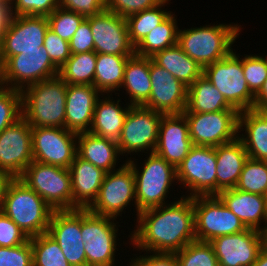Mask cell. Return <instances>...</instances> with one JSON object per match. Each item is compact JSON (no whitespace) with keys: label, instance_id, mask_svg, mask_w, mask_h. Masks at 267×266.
<instances>
[{"label":"cell","instance_id":"1","mask_svg":"<svg viewBox=\"0 0 267 266\" xmlns=\"http://www.w3.org/2000/svg\"><path fill=\"white\" fill-rule=\"evenodd\" d=\"M169 204L140 212L129 240L136 250L176 253L196 240L193 201L182 195ZM171 203V204H170Z\"/></svg>","mask_w":267,"mask_h":266},{"label":"cell","instance_id":"2","mask_svg":"<svg viewBox=\"0 0 267 266\" xmlns=\"http://www.w3.org/2000/svg\"><path fill=\"white\" fill-rule=\"evenodd\" d=\"M66 92L67 84L59 76L25 87L22 117L31 127L65 128Z\"/></svg>","mask_w":267,"mask_h":266},{"label":"cell","instance_id":"3","mask_svg":"<svg viewBox=\"0 0 267 266\" xmlns=\"http://www.w3.org/2000/svg\"><path fill=\"white\" fill-rule=\"evenodd\" d=\"M241 25L213 24L196 28L179 29L177 44L202 69L226 57L239 38Z\"/></svg>","mask_w":267,"mask_h":266},{"label":"cell","instance_id":"4","mask_svg":"<svg viewBox=\"0 0 267 266\" xmlns=\"http://www.w3.org/2000/svg\"><path fill=\"white\" fill-rule=\"evenodd\" d=\"M2 212L29 238L48 232L54 210L19 178L9 183Z\"/></svg>","mask_w":267,"mask_h":266},{"label":"cell","instance_id":"5","mask_svg":"<svg viewBox=\"0 0 267 266\" xmlns=\"http://www.w3.org/2000/svg\"><path fill=\"white\" fill-rule=\"evenodd\" d=\"M148 156L140 169L136 161L138 159H135V162L131 156L126 159L135 175L138 214L144 210L168 204L166 199L170 193V187L177 181V171L174 166L155 153H149Z\"/></svg>","mask_w":267,"mask_h":266},{"label":"cell","instance_id":"6","mask_svg":"<svg viewBox=\"0 0 267 266\" xmlns=\"http://www.w3.org/2000/svg\"><path fill=\"white\" fill-rule=\"evenodd\" d=\"M232 50L226 57L203 68V75L239 112L254 109L255 95L250 91L242 68V58Z\"/></svg>","mask_w":267,"mask_h":266},{"label":"cell","instance_id":"7","mask_svg":"<svg viewBox=\"0 0 267 266\" xmlns=\"http://www.w3.org/2000/svg\"><path fill=\"white\" fill-rule=\"evenodd\" d=\"M117 224L115 218L81 209V235L87 266H116L117 229L120 226Z\"/></svg>","mask_w":267,"mask_h":266},{"label":"cell","instance_id":"8","mask_svg":"<svg viewBox=\"0 0 267 266\" xmlns=\"http://www.w3.org/2000/svg\"><path fill=\"white\" fill-rule=\"evenodd\" d=\"M54 210H72V185L69 169L37 161L19 177Z\"/></svg>","mask_w":267,"mask_h":266},{"label":"cell","instance_id":"9","mask_svg":"<svg viewBox=\"0 0 267 266\" xmlns=\"http://www.w3.org/2000/svg\"><path fill=\"white\" fill-rule=\"evenodd\" d=\"M197 241L210 242L247 229L218 196L192 197Z\"/></svg>","mask_w":267,"mask_h":266},{"label":"cell","instance_id":"10","mask_svg":"<svg viewBox=\"0 0 267 266\" xmlns=\"http://www.w3.org/2000/svg\"><path fill=\"white\" fill-rule=\"evenodd\" d=\"M120 166L116 170L106 173L96 200L88 208L91 213L117 219L118 215L122 216L123 210L133 201L132 205L135 204L136 216H138L135 175L132 167L126 161Z\"/></svg>","mask_w":267,"mask_h":266},{"label":"cell","instance_id":"11","mask_svg":"<svg viewBox=\"0 0 267 266\" xmlns=\"http://www.w3.org/2000/svg\"><path fill=\"white\" fill-rule=\"evenodd\" d=\"M215 147L193 145L177 167V182L188 189L186 197L216 196Z\"/></svg>","mask_w":267,"mask_h":266},{"label":"cell","instance_id":"12","mask_svg":"<svg viewBox=\"0 0 267 266\" xmlns=\"http://www.w3.org/2000/svg\"><path fill=\"white\" fill-rule=\"evenodd\" d=\"M182 114L188 122L193 145L216 147L238 138L240 112L237 109Z\"/></svg>","mask_w":267,"mask_h":266},{"label":"cell","instance_id":"13","mask_svg":"<svg viewBox=\"0 0 267 266\" xmlns=\"http://www.w3.org/2000/svg\"><path fill=\"white\" fill-rule=\"evenodd\" d=\"M162 116V113L144 106H132L117 141L121 156L126 153H154Z\"/></svg>","mask_w":267,"mask_h":266},{"label":"cell","instance_id":"14","mask_svg":"<svg viewBox=\"0 0 267 266\" xmlns=\"http://www.w3.org/2000/svg\"><path fill=\"white\" fill-rule=\"evenodd\" d=\"M8 88L22 91L25 87L58 76L59 68L51 61L46 48L23 51L10 56L1 65Z\"/></svg>","mask_w":267,"mask_h":266},{"label":"cell","instance_id":"15","mask_svg":"<svg viewBox=\"0 0 267 266\" xmlns=\"http://www.w3.org/2000/svg\"><path fill=\"white\" fill-rule=\"evenodd\" d=\"M33 161L69 169L77 155V135L60 127H31Z\"/></svg>","mask_w":267,"mask_h":266},{"label":"cell","instance_id":"16","mask_svg":"<svg viewBox=\"0 0 267 266\" xmlns=\"http://www.w3.org/2000/svg\"><path fill=\"white\" fill-rule=\"evenodd\" d=\"M32 161L31 126L21 117L0 133V172L19 178Z\"/></svg>","mask_w":267,"mask_h":266},{"label":"cell","instance_id":"17","mask_svg":"<svg viewBox=\"0 0 267 266\" xmlns=\"http://www.w3.org/2000/svg\"><path fill=\"white\" fill-rule=\"evenodd\" d=\"M48 29L46 16H11L0 51V65L23 51L41 50Z\"/></svg>","mask_w":267,"mask_h":266},{"label":"cell","instance_id":"18","mask_svg":"<svg viewBox=\"0 0 267 266\" xmlns=\"http://www.w3.org/2000/svg\"><path fill=\"white\" fill-rule=\"evenodd\" d=\"M96 53L132 56L135 47L130 43L126 18L105 10L89 17Z\"/></svg>","mask_w":267,"mask_h":266},{"label":"cell","instance_id":"19","mask_svg":"<svg viewBox=\"0 0 267 266\" xmlns=\"http://www.w3.org/2000/svg\"><path fill=\"white\" fill-rule=\"evenodd\" d=\"M151 93L143 105L163 115L182 114L187 103V86L150 58Z\"/></svg>","mask_w":267,"mask_h":266},{"label":"cell","instance_id":"20","mask_svg":"<svg viewBox=\"0 0 267 266\" xmlns=\"http://www.w3.org/2000/svg\"><path fill=\"white\" fill-rule=\"evenodd\" d=\"M47 233L57 241L71 266H87L81 235V209L54 211Z\"/></svg>","mask_w":267,"mask_h":266},{"label":"cell","instance_id":"21","mask_svg":"<svg viewBox=\"0 0 267 266\" xmlns=\"http://www.w3.org/2000/svg\"><path fill=\"white\" fill-rule=\"evenodd\" d=\"M209 243L219 266H253L262 250L260 231L251 228L217 237Z\"/></svg>","mask_w":267,"mask_h":266},{"label":"cell","instance_id":"22","mask_svg":"<svg viewBox=\"0 0 267 266\" xmlns=\"http://www.w3.org/2000/svg\"><path fill=\"white\" fill-rule=\"evenodd\" d=\"M192 146L186 117L183 114L163 115L154 153L177 169Z\"/></svg>","mask_w":267,"mask_h":266},{"label":"cell","instance_id":"23","mask_svg":"<svg viewBox=\"0 0 267 266\" xmlns=\"http://www.w3.org/2000/svg\"><path fill=\"white\" fill-rule=\"evenodd\" d=\"M101 95L93 85L67 84L65 128L76 134L89 132Z\"/></svg>","mask_w":267,"mask_h":266},{"label":"cell","instance_id":"24","mask_svg":"<svg viewBox=\"0 0 267 266\" xmlns=\"http://www.w3.org/2000/svg\"><path fill=\"white\" fill-rule=\"evenodd\" d=\"M72 185V210L88 209L96 200L107 172L78 155L69 167Z\"/></svg>","mask_w":267,"mask_h":266},{"label":"cell","instance_id":"25","mask_svg":"<svg viewBox=\"0 0 267 266\" xmlns=\"http://www.w3.org/2000/svg\"><path fill=\"white\" fill-rule=\"evenodd\" d=\"M217 196L247 228L260 231L267 224L266 196L236 188L222 190Z\"/></svg>","mask_w":267,"mask_h":266},{"label":"cell","instance_id":"26","mask_svg":"<svg viewBox=\"0 0 267 266\" xmlns=\"http://www.w3.org/2000/svg\"><path fill=\"white\" fill-rule=\"evenodd\" d=\"M111 94L99 97L96 101L89 132L117 142L120 138L126 116L132 107L129 102L122 107L119 98L115 101ZM114 99V100H113Z\"/></svg>","mask_w":267,"mask_h":266},{"label":"cell","instance_id":"27","mask_svg":"<svg viewBox=\"0 0 267 266\" xmlns=\"http://www.w3.org/2000/svg\"><path fill=\"white\" fill-rule=\"evenodd\" d=\"M216 152V196L225 189L235 188L249 156L242 141L237 138L232 142L215 147Z\"/></svg>","mask_w":267,"mask_h":266},{"label":"cell","instance_id":"28","mask_svg":"<svg viewBox=\"0 0 267 266\" xmlns=\"http://www.w3.org/2000/svg\"><path fill=\"white\" fill-rule=\"evenodd\" d=\"M239 135L249 158L267 161V110L249 109L239 114ZM240 134L241 131H244Z\"/></svg>","mask_w":267,"mask_h":266},{"label":"cell","instance_id":"29","mask_svg":"<svg viewBox=\"0 0 267 266\" xmlns=\"http://www.w3.org/2000/svg\"><path fill=\"white\" fill-rule=\"evenodd\" d=\"M77 155L105 172L116 170L121 157L117 142L90 132L77 135Z\"/></svg>","mask_w":267,"mask_h":266},{"label":"cell","instance_id":"30","mask_svg":"<svg viewBox=\"0 0 267 266\" xmlns=\"http://www.w3.org/2000/svg\"><path fill=\"white\" fill-rule=\"evenodd\" d=\"M129 95L131 106H143L150 97V57L133 54L127 60L121 88Z\"/></svg>","mask_w":267,"mask_h":266},{"label":"cell","instance_id":"31","mask_svg":"<svg viewBox=\"0 0 267 266\" xmlns=\"http://www.w3.org/2000/svg\"><path fill=\"white\" fill-rule=\"evenodd\" d=\"M228 109L235 108L203 74L187 87V103L183 113H212Z\"/></svg>","mask_w":267,"mask_h":266},{"label":"cell","instance_id":"32","mask_svg":"<svg viewBox=\"0 0 267 266\" xmlns=\"http://www.w3.org/2000/svg\"><path fill=\"white\" fill-rule=\"evenodd\" d=\"M152 60L189 87L203 73L202 67L191 59L178 44L156 53Z\"/></svg>","mask_w":267,"mask_h":266},{"label":"cell","instance_id":"33","mask_svg":"<svg viewBox=\"0 0 267 266\" xmlns=\"http://www.w3.org/2000/svg\"><path fill=\"white\" fill-rule=\"evenodd\" d=\"M130 56L97 53L94 87L101 94H118L123 82L125 67ZM117 92V93H115ZM106 93V94H105Z\"/></svg>","mask_w":267,"mask_h":266},{"label":"cell","instance_id":"34","mask_svg":"<svg viewBox=\"0 0 267 266\" xmlns=\"http://www.w3.org/2000/svg\"><path fill=\"white\" fill-rule=\"evenodd\" d=\"M172 12L161 24L151 30L135 47V54L153 57L156 53L177 44L178 23Z\"/></svg>","mask_w":267,"mask_h":266},{"label":"cell","instance_id":"35","mask_svg":"<svg viewBox=\"0 0 267 266\" xmlns=\"http://www.w3.org/2000/svg\"><path fill=\"white\" fill-rule=\"evenodd\" d=\"M169 1L171 0H163L160 4L152 8L145 9L144 11L132 14L126 18L129 40L134 47L172 13V11H167V9L164 10V6H166Z\"/></svg>","mask_w":267,"mask_h":266},{"label":"cell","instance_id":"36","mask_svg":"<svg viewBox=\"0 0 267 266\" xmlns=\"http://www.w3.org/2000/svg\"><path fill=\"white\" fill-rule=\"evenodd\" d=\"M96 56L95 51L71 54V57L59 69L58 76L66 84L94 86Z\"/></svg>","mask_w":267,"mask_h":266},{"label":"cell","instance_id":"37","mask_svg":"<svg viewBox=\"0 0 267 266\" xmlns=\"http://www.w3.org/2000/svg\"><path fill=\"white\" fill-rule=\"evenodd\" d=\"M33 266H71L57 241L48 233L30 238Z\"/></svg>","mask_w":267,"mask_h":266},{"label":"cell","instance_id":"38","mask_svg":"<svg viewBox=\"0 0 267 266\" xmlns=\"http://www.w3.org/2000/svg\"><path fill=\"white\" fill-rule=\"evenodd\" d=\"M235 188L244 192L267 196V161L248 158Z\"/></svg>","mask_w":267,"mask_h":266},{"label":"cell","instance_id":"39","mask_svg":"<svg viewBox=\"0 0 267 266\" xmlns=\"http://www.w3.org/2000/svg\"><path fill=\"white\" fill-rule=\"evenodd\" d=\"M179 266H219L209 242L193 241L176 252Z\"/></svg>","mask_w":267,"mask_h":266},{"label":"cell","instance_id":"40","mask_svg":"<svg viewBox=\"0 0 267 266\" xmlns=\"http://www.w3.org/2000/svg\"><path fill=\"white\" fill-rule=\"evenodd\" d=\"M47 19L49 28L69 42L85 17L74 11L58 7L52 14L47 16Z\"/></svg>","mask_w":267,"mask_h":266},{"label":"cell","instance_id":"41","mask_svg":"<svg viewBox=\"0 0 267 266\" xmlns=\"http://www.w3.org/2000/svg\"><path fill=\"white\" fill-rule=\"evenodd\" d=\"M242 68L250 91L256 95L267 79V57L259 54L245 55L242 58Z\"/></svg>","mask_w":267,"mask_h":266},{"label":"cell","instance_id":"42","mask_svg":"<svg viewBox=\"0 0 267 266\" xmlns=\"http://www.w3.org/2000/svg\"><path fill=\"white\" fill-rule=\"evenodd\" d=\"M21 117V91L8 88L0 95V133Z\"/></svg>","mask_w":267,"mask_h":266},{"label":"cell","instance_id":"43","mask_svg":"<svg viewBox=\"0 0 267 266\" xmlns=\"http://www.w3.org/2000/svg\"><path fill=\"white\" fill-rule=\"evenodd\" d=\"M11 16H49L59 7V0H11Z\"/></svg>","mask_w":267,"mask_h":266},{"label":"cell","instance_id":"44","mask_svg":"<svg viewBox=\"0 0 267 266\" xmlns=\"http://www.w3.org/2000/svg\"><path fill=\"white\" fill-rule=\"evenodd\" d=\"M0 266H33L30 238L15 247L0 246Z\"/></svg>","mask_w":267,"mask_h":266},{"label":"cell","instance_id":"45","mask_svg":"<svg viewBox=\"0 0 267 266\" xmlns=\"http://www.w3.org/2000/svg\"><path fill=\"white\" fill-rule=\"evenodd\" d=\"M51 61L60 69L71 57L69 42L55 34L50 28L45 34L44 44Z\"/></svg>","mask_w":267,"mask_h":266},{"label":"cell","instance_id":"46","mask_svg":"<svg viewBox=\"0 0 267 266\" xmlns=\"http://www.w3.org/2000/svg\"><path fill=\"white\" fill-rule=\"evenodd\" d=\"M163 0H106V10L121 17L128 16L152 8Z\"/></svg>","mask_w":267,"mask_h":266},{"label":"cell","instance_id":"47","mask_svg":"<svg viewBox=\"0 0 267 266\" xmlns=\"http://www.w3.org/2000/svg\"><path fill=\"white\" fill-rule=\"evenodd\" d=\"M29 237L3 212L0 213V246L15 247L26 243Z\"/></svg>","mask_w":267,"mask_h":266},{"label":"cell","instance_id":"48","mask_svg":"<svg viewBox=\"0 0 267 266\" xmlns=\"http://www.w3.org/2000/svg\"><path fill=\"white\" fill-rule=\"evenodd\" d=\"M59 7L74 11L85 18L106 10V0H59Z\"/></svg>","mask_w":267,"mask_h":266},{"label":"cell","instance_id":"49","mask_svg":"<svg viewBox=\"0 0 267 266\" xmlns=\"http://www.w3.org/2000/svg\"><path fill=\"white\" fill-rule=\"evenodd\" d=\"M71 54L94 51V39L90 28L89 17L85 18L69 41Z\"/></svg>","mask_w":267,"mask_h":266},{"label":"cell","instance_id":"50","mask_svg":"<svg viewBox=\"0 0 267 266\" xmlns=\"http://www.w3.org/2000/svg\"><path fill=\"white\" fill-rule=\"evenodd\" d=\"M145 254L146 256L140 255L138 257L136 256L135 258L133 257L129 265L130 266H179L176 253L146 251Z\"/></svg>","mask_w":267,"mask_h":266},{"label":"cell","instance_id":"51","mask_svg":"<svg viewBox=\"0 0 267 266\" xmlns=\"http://www.w3.org/2000/svg\"><path fill=\"white\" fill-rule=\"evenodd\" d=\"M11 18L10 4L8 1L0 0V51L3 45L5 32Z\"/></svg>","mask_w":267,"mask_h":266},{"label":"cell","instance_id":"52","mask_svg":"<svg viewBox=\"0 0 267 266\" xmlns=\"http://www.w3.org/2000/svg\"><path fill=\"white\" fill-rule=\"evenodd\" d=\"M255 110H267V79L254 98Z\"/></svg>","mask_w":267,"mask_h":266},{"label":"cell","instance_id":"53","mask_svg":"<svg viewBox=\"0 0 267 266\" xmlns=\"http://www.w3.org/2000/svg\"><path fill=\"white\" fill-rule=\"evenodd\" d=\"M13 179L12 176L0 172V213L2 212L3 205H4V197L7 190V187L11 180Z\"/></svg>","mask_w":267,"mask_h":266},{"label":"cell","instance_id":"54","mask_svg":"<svg viewBox=\"0 0 267 266\" xmlns=\"http://www.w3.org/2000/svg\"><path fill=\"white\" fill-rule=\"evenodd\" d=\"M253 266H267V252L263 249L260 251L257 260L254 262Z\"/></svg>","mask_w":267,"mask_h":266},{"label":"cell","instance_id":"55","mask_svg":"<svg viewBox=\"0 0 267 266\" xmlns=\"http://www.w3.org/2000/svg\"><path fill=\"white\" fill-rule=\"evenodd\" d=\"M262 249L267 252V224L260 229Z\"/></svg>","mask_w":267,"mask_h":266},{"label":"cell","instance_id":"56","mask_svg":"<svg viewBox=\"0 0 267 266\" xmlns=\"http://www.w3.org/2000/svg\"><path fill=\"white\" fill-rule=\"evenodd\" d=\"M8 89L6 80L4 78L2 69L0 68V95L3 94Z\"/></svg>","mask_w":267,"mask_h":266}]
</instances>
